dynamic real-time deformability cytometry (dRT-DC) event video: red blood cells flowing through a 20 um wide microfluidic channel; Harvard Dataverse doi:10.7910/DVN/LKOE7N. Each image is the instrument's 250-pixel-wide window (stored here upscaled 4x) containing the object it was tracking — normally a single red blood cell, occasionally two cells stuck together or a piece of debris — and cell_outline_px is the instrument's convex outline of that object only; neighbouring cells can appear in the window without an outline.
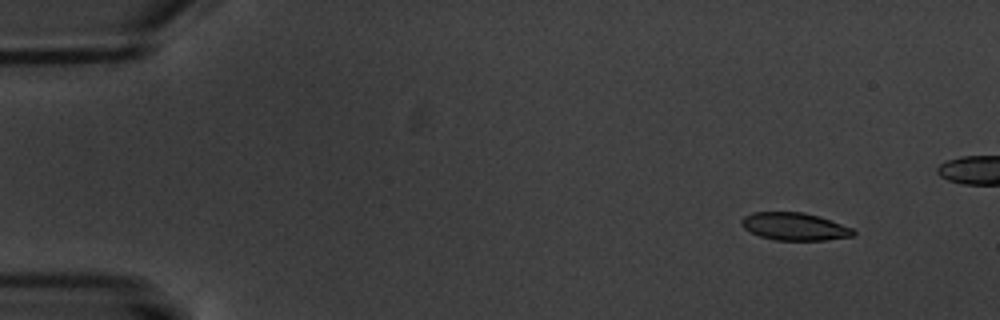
{"species": "common noctule bat (a hibernating species)", "species_latin": "Nyctalus noctula", "temperature_condition": "warm", "stored_images_in_passage": 7, "camera_frame_rate_fps": 3000, "um_per_image_px": 0.085, "animal": {"sex": "male", "body_mass_g": 20.1, "forearm_length_mm": 53.5}, "frame": {"image": 1, "passage_image": 2, "time_ms": 1.0, "image_size_px": [1000, 320], "cell_outline_px": [[856, 232], [852, 236], [824, 240], [776, 240], [760, 236], [744, 228], [740, 224], [740, 220], [744, 216], [752, 212], [804, 212], [820, 216], [852, 228]], "centroid_in_image_um": [67.52, 19.24], "position_along_channel_um": 17.5, "area_um2": 17.98}}